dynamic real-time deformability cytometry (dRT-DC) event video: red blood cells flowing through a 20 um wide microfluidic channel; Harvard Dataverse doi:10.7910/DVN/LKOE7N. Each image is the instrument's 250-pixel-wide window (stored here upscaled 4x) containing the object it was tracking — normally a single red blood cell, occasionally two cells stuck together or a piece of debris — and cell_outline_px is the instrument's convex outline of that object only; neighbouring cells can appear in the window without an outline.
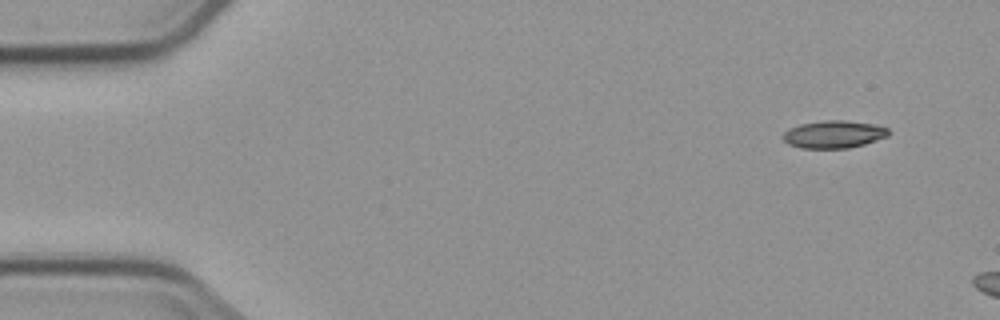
{"species": "common noctule bat (a hibernating species)", "species_latin": "Nyctalus noctula", "temperature_condition": "cold", "stored_images_in_passage": 3, "camera_frame_rate_fps": 3000, "um_per_image_px": 0.085, "animal": {"sex": "male", "body_mass_g": 23.1, "forearm_length_mm": 52.7}, "frame": {"image": 1, "passage_image": 1, "time_ms": 0.0, "image_size_px": [1000, 320], "cell_outline_px": [[888, 136], [864, 144], [848, 148], [800, 148], [788, 144], [780, 136], [788, 128], [800, 124], [824, 120], [844, 120], [872, 124], [888, 128]], "centroid_in_image_um": [70.81, 11.42], "position_along_channel_um": 14.2, "area_um2": 16.94}}